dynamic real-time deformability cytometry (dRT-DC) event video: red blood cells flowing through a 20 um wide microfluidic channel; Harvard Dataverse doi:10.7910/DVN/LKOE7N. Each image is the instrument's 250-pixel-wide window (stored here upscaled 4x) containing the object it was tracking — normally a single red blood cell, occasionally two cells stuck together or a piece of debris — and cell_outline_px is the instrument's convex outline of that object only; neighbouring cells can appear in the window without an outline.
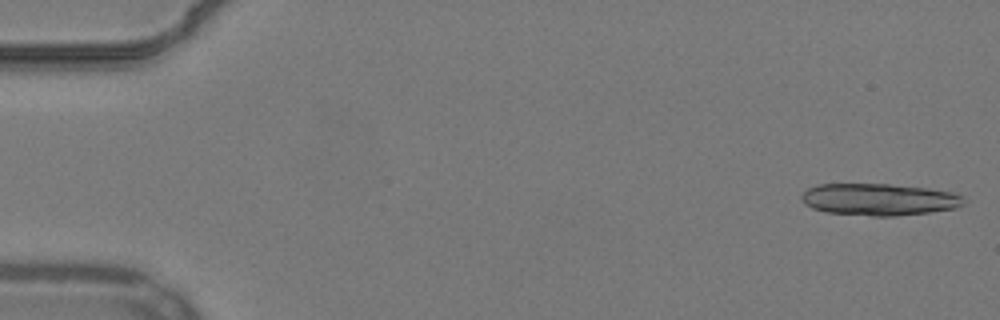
{"species": "common noctule bat (a hibernating species)", "species_latin": "Nyctalus noctula", "temperature_condition": "warm", "stored_images_in_passage": 16, "camera_frame_rate_fps": 3000, "um_per_image_px": 0.085, "animal": {"sex": "male", "body_mass_g": 19.2, "forearm_length_mm": 51.8}, "frame": {"image": 1, "passage_image": 1, "time_ms": 0.0, "image_size_px": [1000, 320], "cell_outline_px": [[968, 200], [964, 204], [956, 208], [928, 212], [896, 216], [872, 216], [828, 212], [812, 208], [804, 204], [800, 196], [808, 188], [816, 184], [888, 184], [928, 188], [952, 192], [964, 196]], "centroid_in_image_um": [74.75, 16.95], "position_along_channel_um": 10.3, "area_um2": 30.35}}